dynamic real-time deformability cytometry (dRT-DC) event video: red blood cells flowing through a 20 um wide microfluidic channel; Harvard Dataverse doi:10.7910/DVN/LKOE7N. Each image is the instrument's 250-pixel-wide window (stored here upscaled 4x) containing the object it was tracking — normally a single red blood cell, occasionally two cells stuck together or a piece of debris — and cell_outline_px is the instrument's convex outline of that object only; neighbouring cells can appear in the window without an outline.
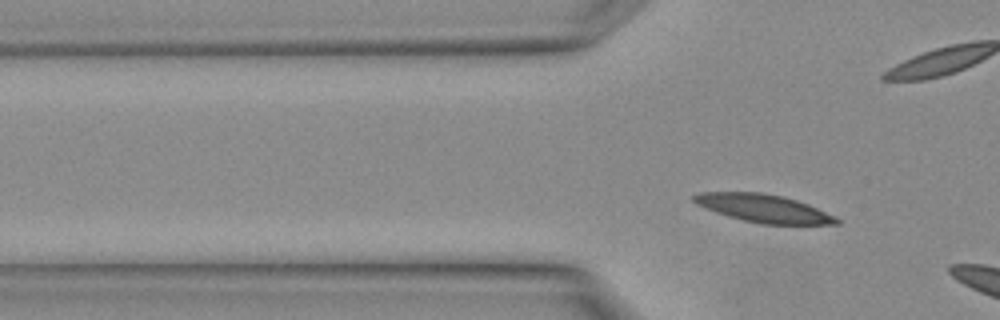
{"species": "Egyptian fruit bat (a non-hibernating species)", "species_latin": "Rousettus aegyptiacus", "temperature_condition": "warm", "stored_images_in_passage": 7, "segment_of_instrument_passage": [2, 2], "camera_frame_rate_fps": 3000, "um_per_image_px": 0.085, "animal": {"sex": "female"}, "frame": {"image": 1, "passage_image": 7, "time_ms": 2.0, "image_size_px": [1000, 320], "cell_outline_px": [[840, 224], [764, 224], [744, 220], [728, 216], [716, 212], [696, 204], [692, 200], [692, 196], [700, 192], [760, 192], [780, 196], [796, 200], [808, 204], [840, 220]], "centroid_in_image_um": [64.85, 17.7], "position_along_channel_um": 60.9, "area_um2": 22.83}}